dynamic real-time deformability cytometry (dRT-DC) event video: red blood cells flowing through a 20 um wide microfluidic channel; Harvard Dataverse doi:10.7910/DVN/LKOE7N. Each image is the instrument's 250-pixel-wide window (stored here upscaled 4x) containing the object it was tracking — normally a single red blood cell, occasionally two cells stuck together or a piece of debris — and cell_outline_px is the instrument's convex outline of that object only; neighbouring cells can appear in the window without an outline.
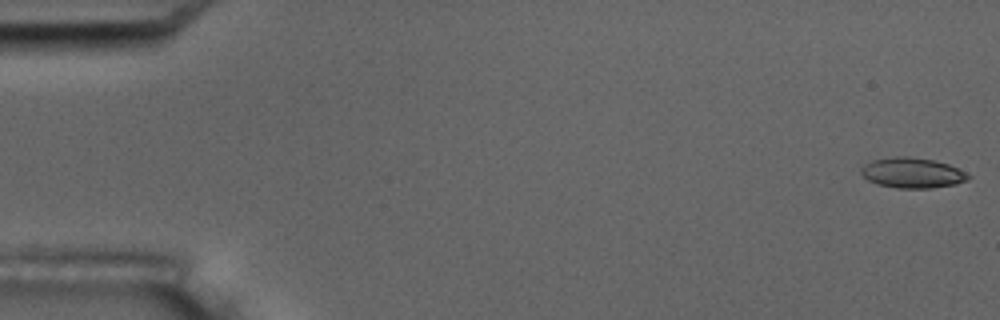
{"species": "common noctule bat (a hibernating species)", "species_latin": "Nyctalus noctula", "temperature_condition": "room temperature", "stored_images_in_passage": 5, "camera_frame_rate_fps": 3000, "um_per_image_px": 0.085, "animal": {"sex": "male", "body_mass_g": 17.5, "forearm_length_mm": 52.3}, "frame": {"image": 1, "passage_image": 1, "time_ms": 0.0, "image_size_px": [1000, 320], "cell_outline_px": [[972, 176], [968, 180], [956, 184], [932, 188], [896, 188], [876, 184], [868, 180], [860, 172], [860, 168], [864, 164], [872, 160], [896, 156], [908, 156], [932, 160], [948, 164]], "centroid_in_image_um": [77.52, 14.7], "position_along_channel_um": 7.5, "area_um2": 18.96}}